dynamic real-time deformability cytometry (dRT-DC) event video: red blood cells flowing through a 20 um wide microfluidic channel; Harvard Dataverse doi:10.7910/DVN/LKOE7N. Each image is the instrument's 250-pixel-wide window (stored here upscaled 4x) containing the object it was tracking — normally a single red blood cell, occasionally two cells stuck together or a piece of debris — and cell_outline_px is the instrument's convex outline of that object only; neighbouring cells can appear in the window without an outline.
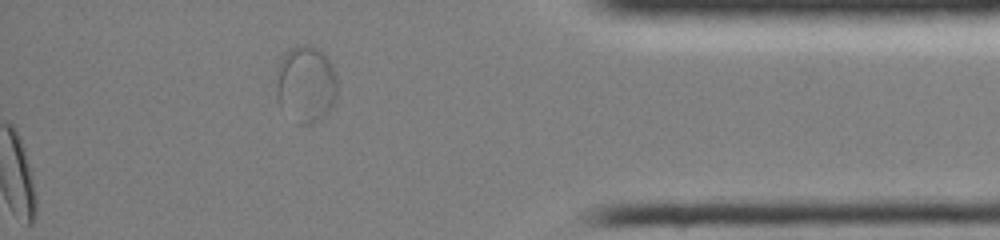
{"species": "common noctule bat (a hibernating species)", "species_latin": "Nyctalus noctula", "temperature_condition": "room temperature", "stored_images_in_passage": 47, "segment_of_instrument_passage": [2, 2], "camera_frame_rate_fps": 3000, "um_per_image_px": 0.085, "animal": {"sex": "female", "body_mass_g": 19.0, "forearm_length_mm": 51.5}, "frame": {"image": 1, "passage_image": 47, "time_ms": 15.333, "image_size_px": [1000, 240], "cell_outline_px": [[336, 96], [328, 112], [312, 124], [300, 124], [280, 112], [276, 100], [276, 84], [280, 56], [288, 48], [304, 44], [312, 44], [324, 52], [336, 76]], "centroid_in_image_um": [25.94, 7.14], "position_along_channel_um": 409.3, "area_um2": 27.92}}